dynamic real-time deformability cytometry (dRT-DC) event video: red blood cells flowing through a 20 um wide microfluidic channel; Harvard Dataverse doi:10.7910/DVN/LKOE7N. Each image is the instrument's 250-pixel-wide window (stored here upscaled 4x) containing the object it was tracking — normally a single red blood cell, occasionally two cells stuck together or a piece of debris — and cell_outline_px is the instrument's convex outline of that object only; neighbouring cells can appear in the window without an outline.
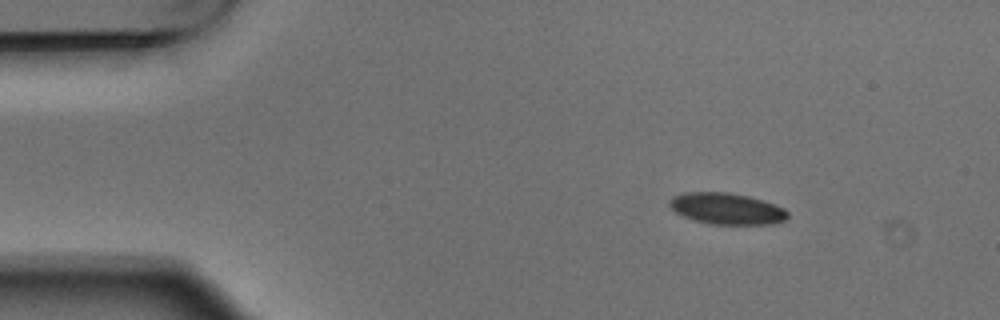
{"species": "Egyptian fruit bat (a non-hibernating species)", "species_latin": "Rousettus aegyptiacus", "temperature_condition": "warm", "stored_images_in_passage": 4, "segment_of_instrument_passage": [1, 2], "camera_frame_rate_fps": 3000, "um_per_image_px": 0.085, "animal": {"sex": "male"}, "frame": {"image": 1, "passage_image": 1, "time_ms": 0.0, "image_size_px": [1000, 320], "cell_outline_px": [[788, 216], [784, 220], [772, 224], [708, 224], [684, 216], [676, 212], [668, 204], [668, 200], [672, 196], [684, 192], [728, 192], [748, 196], [764, 200], [784, 208], [788, 212]], "centroid_in_image_um": [61.76, 17.72], "position_along_channel_um": 23.2, "area_um2": 21.62}}